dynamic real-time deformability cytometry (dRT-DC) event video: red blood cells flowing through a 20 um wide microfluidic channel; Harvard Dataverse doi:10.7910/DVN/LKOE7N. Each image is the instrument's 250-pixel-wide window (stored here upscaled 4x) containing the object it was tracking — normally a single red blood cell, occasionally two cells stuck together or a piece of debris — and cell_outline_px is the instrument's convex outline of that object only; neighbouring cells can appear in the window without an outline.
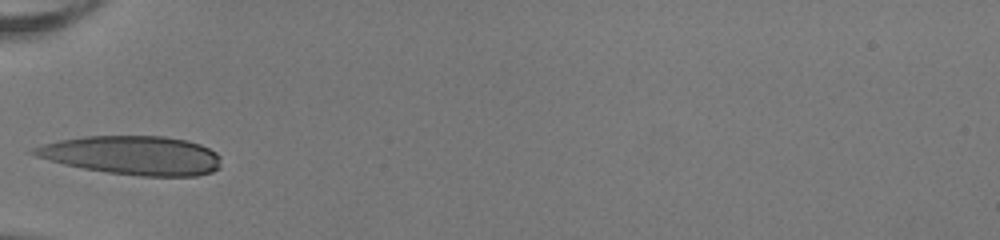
{"species": "human", "species_latin": "Homo sapiens", "temperature_condition": "room temperature", "stored_images_in_passage": 15, "camera_frame_rate_fps": 3000, "um_per_image_px": 0.085, "donor": {"sex": "female"}, "frame": {"image": 1, "passage_image": 1, "time_ms": 0.0, "image_size_px": [1000, 240], "cell_outline_px": [[220, 168], [212, 172], [196, 176], [140, 176], [108, 172], [84, 168], [64, 164], [36, 156], [28, 152], [32, 148], [44, 144], [60, 140], [84, 136], [164, 136], [188, 140], [200, 144], [216, 152], [220, 156]], "centroid_in_image_um": [11.29, 13.2], "position_along_channel_um": 73.7, "area_um2": 42.37}}
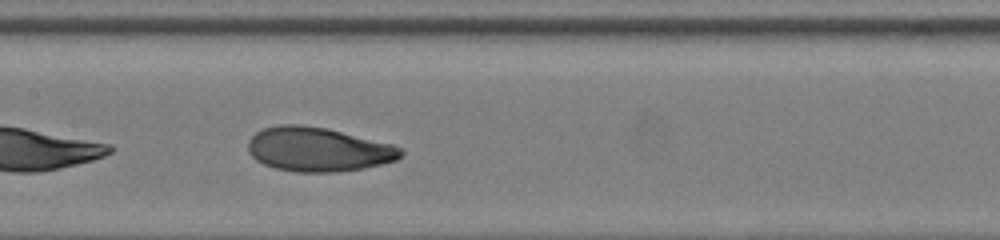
{"frame": {"image": 2, "passage_image": 9, "time_ms": 2.667, "image_size_px": [1000, 240], "cell_outline_px": [[404, 156], [396, 160], [364, 168], [336, 172], [296, 172], [276, 168], [264, 164], [256, 160], [248, 152], [248, 140], [256, 132], [264, 128], [280, 124], [300, 124], [328, 128], [392, 144], [404, 148]], "centroid_in_image_um": [27.06, 12.69], "position_along_channel_um": 180.3, "area_um2": 39.59}}
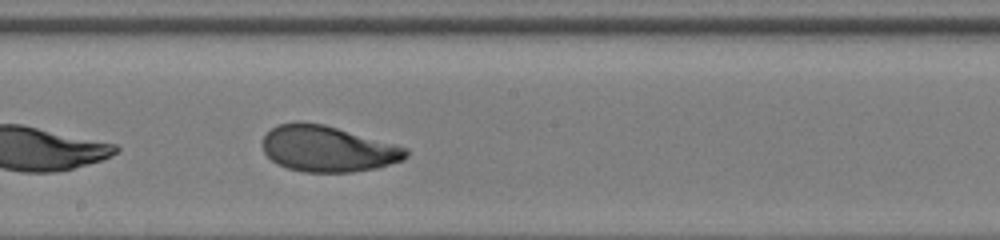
{"frame": {"image": 3, "passage_image": 12, "time_ms": 3.667, "image_size_px": [1000, 240], "cell_outline_px": [[408, 156], [404, 160], [376, 168], [352, 172], [304, 172], [288, 168], [276, 164], [264, 152], [264, 136], [276, 124], [296, 120], [324, 124], [408, 148]], "centroid_in_image_um": [27.85, 12.64], "position_along_channel_um": 220.4, "area_um2": 38.49}}